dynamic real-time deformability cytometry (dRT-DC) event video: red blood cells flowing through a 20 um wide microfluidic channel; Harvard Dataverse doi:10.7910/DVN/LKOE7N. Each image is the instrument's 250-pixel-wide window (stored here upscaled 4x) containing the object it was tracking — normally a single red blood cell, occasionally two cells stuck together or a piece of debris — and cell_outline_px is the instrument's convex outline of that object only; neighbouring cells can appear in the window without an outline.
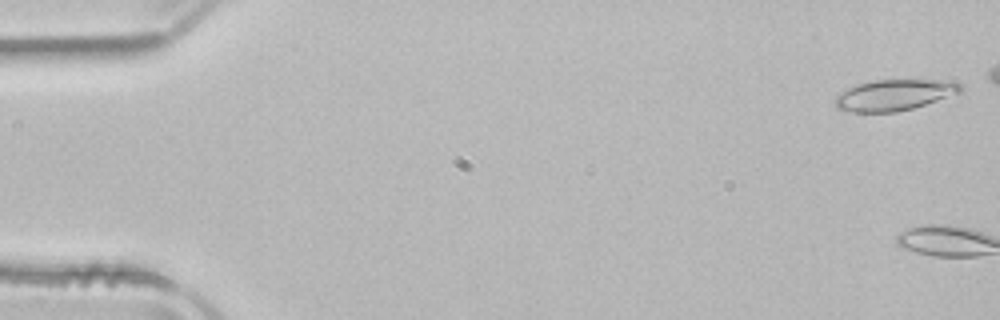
{"species": "common noctule bat (a hibernating species)", "species_latin": "Nyctalus noctula", "temperature_condition": "room temperature", "stored_images_in_passage": 3, "camera_frame_rate_fps": 3000, "um_per_image_px": 0.085, "animal": {"sex": "male", "body_mass_g": 21.5, "forearm_length_mm": 52.0}, "frame": {"image": 1, "passage_image": 1, "time_ms": 0.0, "image_size_px": [1000, 320], "cell_outline_px": [[960, 92], [912, 108], [896, 112], [852, 112], [836, 108], [832, 100], [836, 96], [848, 88], [856, 84], [872, 80], [952, 80], [960, 84]], "centroid_in_image_um": [75.94, 8.07], "position_along_channel_um": 9.1, "area_um2": 22.48}}